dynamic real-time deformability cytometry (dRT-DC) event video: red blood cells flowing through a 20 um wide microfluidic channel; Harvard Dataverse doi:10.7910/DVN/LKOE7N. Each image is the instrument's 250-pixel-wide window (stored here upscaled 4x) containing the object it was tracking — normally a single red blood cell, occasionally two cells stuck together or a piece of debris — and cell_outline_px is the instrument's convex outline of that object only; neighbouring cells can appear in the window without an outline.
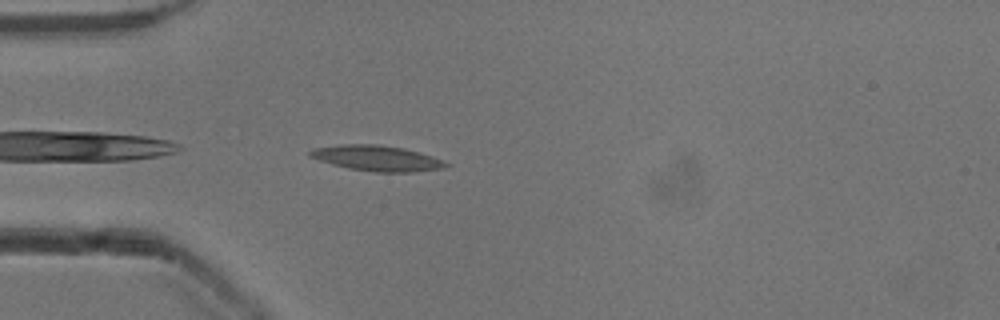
{"species": "common noctule bat (a hibernating species)", "species_latin": "Nyctalus noctula", "temperature_condition": "cold", "stored_images_in_passage": 39, "camera_frame_rate_fps": 3000, "um_per_image_px": 0.085, "animal": {"sex": "male", "body_mass_g": 13.3}, "frame": {"image": 1, "passage_image": 2, "time_ms": 0.333, "image_size_px": [1000, 320], "cell_outline_px": [[452, 164], [444, 168], [412, 172], [376, 172], [348, 168], [332, 164], [308, 156], [308, 152], [312, 148], [344, 144], [380, 144], [404, 148], [432, 156]], "centroid_in_image_um": [32.05, 13.44], "position_along_channel_um": 53.0, "area_um2": 20.23}}
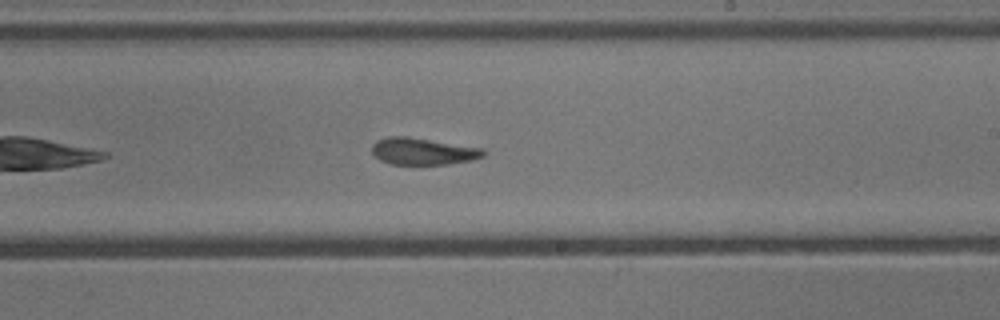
{"frame": {"image": 2, "passage_image": 18, "time_ms": 5.667, "image_size_px": [1000, 320], "cell_outline_px": [[488, 152], [484, 156], [472, 160], [448, 164], [392, 164], [380, 160], [372, 152], [372, 144], [376, 140], [388, 136], [408, 136], [484, 148]], "centroid_in_image_um": [35.98, 12.85], "position_along_channel_um": 253.0, "area_um2": 17.63}}
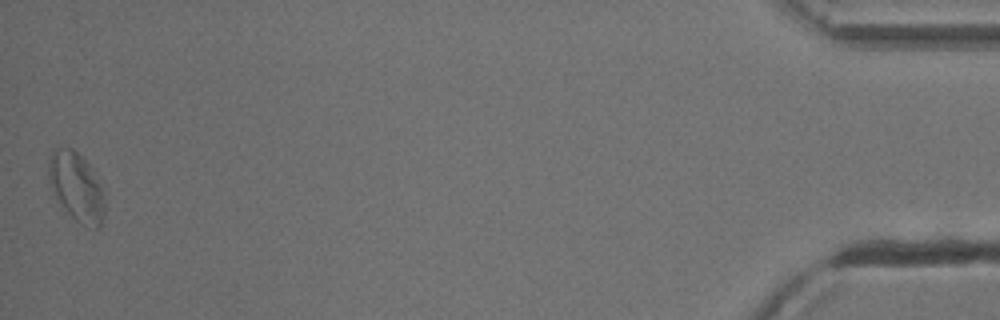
{"frame": {"image": 3, "passage_image": 39, "time_ms": 12.667, "image_size_px": [1000, 320], "cell_outline_px": [[104, 216], [100, 228], [92, 228], [80, 224], [60, 204], [52, 192], [48, 176], [48, 156], [52, 148], [72, 148], [92, 168], [100, 188], [104, 204]], "centroid_in_image_um": [6.45, 15.88], "position_along_channel_um": 428.8, "area_um2": 22.31}, "authors_computed_cell_mechanics": {"area_um2": 18.4382, "velocity_mm_per_s": 3.9051, "shape_relaxation_time_tau1_ms": 5.9495, "shape_relaxation_time_tau2_ms": 3.8117, "deformation_change_tau1": 0.1618, "deformation_change_tau2": 0.1105}}